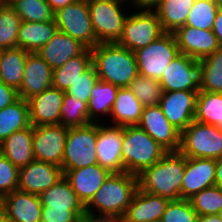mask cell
<instances>
[{
	"label": "cell",
	"mask_w": 222,
	"mask_h": 222,
	"mask_svg": "<svg viewBox=\"0 0 222 222\" xmlns=\"http://www.w3.org/2000/svg\"><path fill=\"white\" fill-rule=\"evenodd\" d=\"M138 188V176L127 172L110 173L85 206V213L123 218Z\"/></svg>",
	"instance_id": "cell-1"
},
{
	"label": "cell",
	"mask_w": 222,
	"mask_h": 222,
	"mask_svg": "<svg viewBox=\"0 0 222 222\" xmlns=\"http://www.w3.org/2000/svg\"><path fill=\"white\" fill-rule=\"evenodd\" d=\"M185 168L186 157L180 151H168L157 163L138 175L139 188L170 201L179 200Z\"/></svg>",
	"instance_id": "cell-2"
},
{
	"label": "cell",
	"mask_w": 222,
	"mask_h": 222,
	"mask_svg": "<svg viewBox=\"0 0 222 222\" xmlns=\"http://www.w3.org/2000/svg\"><path fill=\"white\" fill-rule=\"evenodd\" d=\"M92 52V65L99 80L119 88L129 87L138 75L135 53L116 43H100Z\"/></svg>",
	"instance_id": "cell-3"
},
{
	"label": "cell",
	"mask_w": 222,
	"mask_h": 222,
	"mask_svg": "<svg viewBox=\"0 0 222 222\" xmlns=\"http://www.w3.org/2000/svg\"><path fill=\"white\" fill-rule=\"evenodd\" d=\"M167 152L138 125L124 127L121 145L124 172L138 176Z\"/></svg>",
	"instance_id": "cell-4"
},
{
	"label": "cell",
	"mask_w": 222,
	"mask_h": 222,
	"mask_svg": "<svg viewBox=\"0 0 222 222\" xmlns=\"http://www.w3.org/2000/svg\"><path fill=\"white\" fill-rule=\"evenodd\" d=\"M130 0H87L94 35L98 44L116 43L128 14L122 6Z\"/></svg>",
	"instance_id": "cell-5"
},
{
	"label": "cell",
	"mask_w": 222,
	"mask_h": 222,
	"mask_svg": "<svg viewBox=\"0 0 222 222\" xmlns=\"http://www.w3.org/2000/svg\"><path fill=\"white\" fill-rule=\"evenodd\" d=\"M97 123L68 128L61 169L68 170L97 164Z\"/></svg>",
	"instance_id": "cell-6"
},
{
	"label": "cell",
	"mask_w": 222,
	"mask_h": 222,
	"mask_svg": "<svg viewBox=\"0 0 222 222\" xmlns=\"http://www.w3.org/2000/svg\"><path fill=\"white\" fill-rule=\"evenodd\" d=\"M179 151L189 158L220 159L222 157V129L193 121L181 132Z\"/></svg>",
	"instance_id": "cell-7"
},
{
	"label": "cell",
	"mask_w": 222,
	"mask_h": 222,
	"mask_svg": "<svg viewBox=\"0 0 222 222\" xmlns=\"http://www.w3.org/2000/svg\"><path fill=\"white\" fill-rule=\"evenodd\" d=\"M129 13L122 34L116 44L135 52L157 40L163 31L159 17L151 9Z\"/></svg>",
	"instance_id": "cell-8"
},
{
	"label": "cell",
	"mask_w": 222,
	"mask_h": 222,
	"mask_svg": "<svg viewBox=\"0 0 222 222\" xmlns=\"http://www.w3.org/2000/svg\"><path fill=\"white\" fill-rule=\"evenodd\" d=\"M138 74L160 80L164 70L180 54L173 33L165 32L157 40L135 52Z\"/></svg>",
	"instance_id": "cell-9"
},
{
	"label": "cell",
	"mask_w": 222,
	"mask_h": 222,
	"mask_svg": "<svg viewBox=\"0 0 222 222\" xmlns=\"http://www.w3.org/2000/svg\"><path fill=\"white\" fill-rule=\"evenodd\" d=\"M58 31L79 40L87 48H94L98 41L94 35L87 0H77L55 12Z\"/></svg>",
	"instance_id": "cell-10"
},
{
	"label": "cell",
	"mask_w": 222,
	"mask_h": 222,
	"mask_svg": "<svg viewBox=\"0 0 222 222\" xmlns=\"http://www.w3.org/2000/svg\"><path fill=\"white\" fill-rule=\"evenodd\" d=\"M67 133L61 124L33 126L34 159L61 167Z\"/></svg>",
	"instance_id": "cell-11"
},
{
	"label": "cell",
	"mask_w": 222,
	"mask_h": 222,
	"mask_svg": "<svg viewBox=\"0 0 222 222\" xmlns=\"http://www.w3.org/2000/svg\"><path fill=\"white\" fill-rule=\"evenodd\" d=\"M124 127L97 123L96 153L98 164L110 173L124 172L121 145Z\"/></svg>",
	"instance_id": "cell-12"
},
{
	"label": "cell",
	"mask_w": 222,
	"mask_h": 222,
	"mask_svg": "<svg viewBox=\"0 0 222 222\" xmlns=\"http://www.w3.org/2000/svg\"><path fill=\"white\" fill-rule=\"evenodd\" d=\"M199 90L163 92L159 106L168 121L180 132L193 121Z\"/></svg>",
	"instance_id": "cell-13"
},
{
	"label": "cell",
	"mask_w": 222,
	"mask_h": 222,
	"mask_svg": "<svg viewBox=\"0 0 222 222\" xmlns=\"http://www.w3.org/2000/svg\"><path fill=\"white\" fill-rule=\"evenodd\" d=\"M199 61L179 54L159 80L163 91L199 90Z\"/></svg>",
	"instance_id": "cell-14"
},
{
	"label": "cell",
	"mask_w": 222,
	"mask_h": 222,
	"mask_svg": "<svg viewBox=\"0 0 222 222\" xmlns=\"http://www.w3.org/2000/svg\"><path fill=\"white\" fill-rule=\"evenodd\" d=\"M138 126L167 151H179L181 132L168 121L159 105L144 107Z\"/></svg>",
	"instance_id": "cell-15"
},
{
	"label": "cell",
	"mask_w": 222,
	"mask_h": 222,
	"mask_svg": "<svg viewBox=\"0 0 222 222\" xmlns=\"http://www.w3.org/2000/svg\"><path fill=\"white\" fill-rule=\"evenodd\" d=\"M62 176L61 167L34 159L28 165L19 169L18 190L40 195Z\"/></svg>",
	"instance_id": "cell-16"
},
{
	"label": "cell",
	"mask_w": 222,
	"mask_h": 222,
	"mask_svg": "<svg viewBox=\"0 0 222 222\" xmlns=\"http://www.w3.org/2000/svg\"><path fill=\"white\" fill-rule=\"evenodd\" d=\"M179 52L201 60L221 48L218 38L212 30H202L182 26L173 32Z\"/></svg>",
	"instance_id": "cell-17"
},
{
	"label": "cell",
	"mask_w": 222,
	"mask_h": 222,
	"mask_svg": "<svg viewBox=\"0 0 222 222\" xmlns=\"http://www.w3.org/2000/svg\"><path fill=\"white\" fill-rule=\"evenodd\" d=\"M65 92L49 87L28 99L29 120L32 126L60 124L61 106Z\"/></svg>",
	"instance_id": "cell-18"
},
{
	"label": "cell",
	"mask_w": 222,
	"mask_h": 222,
	"mask_svg": "<svg viewBox=\"0 0 222 222\" xmlns=\"http://www.w3.org/2000/svg\"><path fill=\"white\" fill-rule=\"evenodd\" d=\"M216 160L186 157L182 179L181 199L189 200L196 193L215 185Z\"/></svg>",
	"instance_id": "cell-19"
},
{
	"label": "cell",
	"mask_w": 222,
	"mask_h": 222,
	"mask_svg": "<svg viewBox=\"0 0 222 222\" xmlns=\"http://www.w3.org/2000/svg\"><path fill=\"white\" fill-rule=\"evenodd\" d=\"M53 69L36 52H29L18 96L28 100L52 86Z\"/></svg>",
	"instance_id": "cell-20"
},
{
	"label": "cell",
	"mask_w": 222,
	"mask_h": 222,
	"mask_svg": "<svg viewBox=\"0 0 222 222\" xmlns=\"http://www.w3.org/2000/svg\"><path fill=\"white\" fill-rule=\"evenodd\" d=\"M109 174L110 172L107 169L97 163L75 170H68L64 177L69 181L79 201L85 207Z\"/></svg>",
	"instance_id": "cell-21"
},
{
	"label": "cell",
	"mask_w": 222,
	"mask_h": 222,
	"mask_svg": "<svg viewBox=\"0 0 222 222\" xmlns=\"http://www.w3.org/2000/svg\"><path fill=\"white\" fill-rule=\"evenodd\" d=\"M4 213L13 222H41L42 203L39 195L14 190L3 196Z\"/></svg>",
	"instance_id": "cell-22"
},
{
	"label": "cell",
	"mask_w": 222,
	"mask_h": 222,
	"mask_svg": "<svg viewBox=\"0 0 222 222\" xmlns=\"http://www.w3.org/2000/svg\"><path fill=\"white\" fill-rule=\"evenodd\" d=\"M86 49L87 47L79 40L57 31L37 54L54 70L64 65L72 57L82 54Z\"/></svg>",
	"instance_id": "cell-23"
},
{
	"label": "cell",
	"mask_w": 222,
	"mask_h": 222,
	"mask_svg": "<svg viewBox=\"0 0 222 222\" xmlns=\"http://www.w3.org/2000/svg\"><path fill=\"white\" fill-rule=\"evenodd\" d=\"M169 201L170 200L165 197L149 194L138 188L123 216V220L124 222L161 220Z\"/></svg>",
	"instance_id": "cell-24"
},
{
	"label": "cell",
	"mask_w": 222,
	"mask_h": 222,
	"mask_svg": "<svg viewBox=\"0 0 222 222\" xmlns=\"http://www.w3.org/2000/svg\"><path fill=\"white\" fill-rule=\"evenodd\" d=\"M33 126L13 132L2 143L0 153L9 159L18 169L25 167L34 160Z\"/></svg>",
	"instance_id": "cell-25"
},
{
	"label": "cell",
	"mask_w": 222,
	"mask_h": 222,
	"mask_svg": "<svg viewBox=\"0 0 222 222\" xmlns=\"http://www.w3.org/2000/svg\"><path fill=\"white\" fill-rule=\"evenodd\" d=\"M143 109L144 106L128 87L119 88L110 115L111 124L121 127L138 125Z\"/></svg>",
	"instance_id": "cell-26"
},
{
	"label": "cell",
	"mask_w": 222,
	"mask_h": 222,
	"mask_svg": "<svg viewBox=\"0 0 222 222\" xmlns=\"http://www.w3.org/2000/svg\"><path fill=\"white\" fill-rule=\"evenodd\" d=\"M55 19L50 22L22 21L18 32V47L38 52L57 33Z\"/></svg>",
	"instance_id": "cell-27"
},
{
	"label": "cell",
	"mask_w": 222,
	"mask_h": 222,
	"mask_svg": "<svg viewBox=\"0 0 222 222\" xmlns=\"http://www.w3.org/2000/svg\"><path fill=\"white\" fill-rule=\"evenodd\" d=\"M39 197L42 206L49 207V210H85L64 175L49 189L42 192Z\"/></svg>",
	"instance_id": "cell-28"
},
{
	"label": "cell",
	"mask_w": 222,
	"mask_h": 222,
	"mask_svg": "<svg viewBox=\"0 0 222 222\" xmlns=\"http://www.w3.org/2000/svg\"><path fill=\"white\" fill-rule=\"evenodd\" d=\"M195 0H162L153 11L159 17L164 32L173 33L185 26L188 15Z\"/></svg>",
	"instance_id": "cell-29"
},
{
	"label": "cell",
	"mask_w": 222,
	"mask_h": 222,
	"mask_svg": "<svg viewBox=\"0 0 222 222\" xmlns=\"http://www.w3.org/2000/svg\"><path fill=\"white\" fill-rule=\"evenodd\" d=\"M28 51L19 47L0 50V81L18 90L23 80Z\"/></svg>",
	"instance_id": "cell-30"
},
{
	"label": "cell",
	"mask_w": 222,
	"mask_h": 222,
	"mask_svg": "<svg viewBox=\"0 0 222 222\" xmlns=\"http://www.w3.org/2000/svg\"><path fill=\"white\" fill-rule=\"evenodd\" d=\"M119 87L97 80L94 84L88 101V118L92 123L101 122L99 117L107 115L110 117L112 107L116 99ZM103 115V116H102Z\"/></svg>",
	"instance_id": "cell-31"
},
{
	"label": "cell",
	"mask_w": 222,
	"mask_h": 222,
	"mask_svg": "<svg viewBox=\"0 0 222 222\" xmlns=\"http://www.w3.org/2000/svg\"><path fill=\"white\" fill-rule=\"evenodd\" d=\"M92 66V52L87 48L82 54L69 59L53 70L52 86L66 92L74 82Z\"/></svg>",
	"instance_id": "cell-32"
},
{
	"label": "cell",
	"mask_w": 222,
	"mask_h": 222,
	"mask_svg": "<svg viewBox=\"0 0 222 222\" xmlns=\"http://www.w3.org/2000/svg\"><path fill=\"white\" fill-rule=\"evenodd\" d=\"M29 126L28 101L19 97L15 102L0 110V143L13 132Z\"/></svg>",
	"instance_id": "cell-33"
},
{
	"label": "cell",
	"mask_w": 222,
	"mask_h": 222,
	"mask_svg": "<svg viewBox=\"0 0 222 222\" xmlns=\"http://www.w3.org/2000/svg\"><path fill=\"white\" fill-rule=\"evenodd\" d=\"M199 90L222 93V48L199 60Z\"/></svg>",
	"instance_id": "cell-34"
},
{
	"label": "cell",
	"mask_w": 222,
	"mask_h": 222,
	"mask_svg": "<svg viewBox=\"0 0 222 222\" xmlns=\"http://www.w3.org/2000/svg\"><path fill=\"white\" fill-rule=\"evenodd\" d=\"M194 121L222 129V93L199 90Z\"/></svg>",
	"instance_id": "cell-35"
},
{
	"label": "cell",
	"mask_w": 222,
	"mask_h": 222,
	"mask_svg": "<svg viewBox=\"0 0 222 222\" xmlns=\"http://www.w3.org/2000/svg\"><path fill=\"white\" fill-rule=\"evenodd\" d=\"M21 18L11 5L0 3V50L18 47Z\"/></svg>",
	"instance_id": "cell-36"
},
{
	"label": "cell",
	"mask_w": 222,
	"mask_h": 222,
	"mask_svg": "<svg viewBox=\"0 0 222 222\" xmlns=\"http://www.w3.org/2000/svg\"><path fill=\"white\" fill-rule=\"evenodd\" d=\"M92 123L88 118V104L65 92L61 106L60 124L72 128Z\"/></svg>",
	"instance_id": "cell-37"
},
{
	"label": "cell",
	"mask_w": 222,
	"mask_h": 222,
	"mask_svg": "<svg viewBox=\"0 0 222 222\" xmlns=\"http://www.w3.org/2000/svg\"><path fill=\"white\" fill-rule=\"evenodd\" d=\"M22 21L50 22L55 13L46 0H17L11 5Z\"/></svg>",
	"instance_id": "cell-38"
},
{
	"label": "cell",
	"mask_w": 222,
	"mask_h": 222,
	"mask_svg": "<svg viewBox=\"0 0 222 222\" xmlns=\"http://www.w3.org/2000/svg\"><path fill=\"white\" fill-rule=\"evenodd\" d=\"M144 107L159 105L163 88L158 80L138 74L128 87Z\"/></svg>",
	"instance_id": "cell-39"
},
{
	"label": "cell",
	"mask_w": 222,
	"mask_h": 222,
	"mask_svg": "<svg viewBox=\"0 0 222 222\" xmlns=\"http://www.w3.org/2000/svg\"><path fill=\"white\" fill-rule=\"evenodd\" d=\"M220 6L214 0H195L185 26L212 30Z\"/></svg>",
	"instance_id": "cell-40"
},
{
	"label": "cell",
	"mask_w": 222,
	"mask_h": 222,
	"mask_svg": "<svg viewBox=\"0 0 222 222\" xmlns=\"http://www.w3.org/2000/svg\"><path fill=\"white\" fill-rule=\"evenodd\" d=\"M198 215H217L222 209V188L214 185L189 199Z\"/></svg>",
	"instance_id": "cell-41"
},
{
	"label": "cell",
	"mask_w": 222,
	"mask_h": 222,
	"mask_svg": "<svg viewBox=\"0 0 222 222\" xmlns=\"http://www.w3.org/2000/svg\"><path fill=\"white\" fill-rule=\"evenodd\" d=\"M198 214L186 199L169 201L161 222H197Z\"/></svg>",
	"instance_id": "cell-42"
},
{
	"label": "cell",
	"mask_w": 222,
	"mask_h": 222,
	"mask_svg": "<svg viewBox=\"0 0 222 222\" xmlns=\"http://www.w3.org/2000/svg\"><path fill=\"white\" fill-rule=\"evenodd\" d=\"M98 79L96 69L92 65L74 82L66 93L80 101L88 103L90 92Z\"/></svg>",
	"instance_id": "cell-43"
},
{
	"label": "cell",
	"mask_w": 222,
	"mask_h": 222,
	"mask_svg": "<svg viewBox=\"0 0 222 222\" xmlns=\"http://www.w3.org/2000/svg\"><path fill=\"white\" fill-rule=\"evenodd\" d=\"M19 169L0 153V195L4 196L18 189Z\"/></svg>",
	"instance_id": "cell-44"
},
{
	"label": "cell",
	"mask_w": 222,
	"mask_h": 222,
	"mask_svg": "<svg viewBox=\"0 0 222 222\" xmlns=\"http://www.w3.org/2000/svg\"><path fill=\"white\" fill-rule=\"evenodd\" d=\"M85 210H49V207H42L41 222H80Z\"/></svg>",
	"instance_id": "cell-45"
},
{
	"label": "cell",
	"mask_w": 222,
	"mask_h": 222,
	"mask_svg": "<svg viewBox=\"0 0 222 222\" xmlns=\"http://www.w3.org/2000/svg\"><path fill=\"white\" fill-rule=\"evenodd\" d=\"M19 98L18 91L0 81V110Z\"/></svg>",
	"instance_id": "cell-46"
},
{
	"label": "cell",
	"mask_w": 222,
	"mask_h": 222,
	"mask_svg": "<svg viewBox=\"0 0 222 222\" xmlns=\"http://www.w3.org/2000/svg\"><path fill=\"white\" fill-rule=\"evenodd\" d=\"M80 222H124L123 218L113 216H99L85 213Z\"/></svg>",
	"instance_id": "cell-47"
},
{
	"label": "cell",
	"mask_w": 222,
	"mask_h": 222,
	"mask_svg": "<svg viewBox=\"0 0 222 222\" xmlns=\"http://www.w3.org/2000/svg\"><path fill=\"white\" fill-rule=\"evenodd\" d=\"M212 31L218 38L219 44L222 48V7L219 8L216 14Z\"/></svg>",
	"instance_id": "cell-48"
},
{
	"label": "cell",
	"mask_w": 222,
	"mask_h": 222,
	"mask_svg": "<svg viewBox=\"0 0 222 222\" xmlns=\"http://www.w3.org/2000/svg\"><path fill=\"white\" fill-rule=\"evenodd\" d=\"M162 0H130L135 9H151L157 6Z\"/></svg>",
	"instance_id": "cell-49"
},
{
	"label": "cell",
	"mask_w": 222,
	"mask_h": 222,
	"mask_svg": "<svg viewBox=\"0 0 222 222\" xmlns=\"http://www.w3.org/2000/svg\"><path fill=\"white\" fill-rule=\"evenodd\" d=\"M46 1L50 5L53 12L55 13L59 9H62L67 5L74 3L77 0H46Z\"/></svg>",
	"instance_id": "cell-50"
},
{
	"label": "cell",
	"mask_w": 222,
	"mask_h": 222,
	"mask_svg": "<svg viewBox=\"0 0 222 222\" xmlns=\"http://www.w3.org/2000/svg\"><path fill=\"white\" fill-rule=\"evenodd\" d=\"M215 185L222 188V157L216 160Z\"/></svg>",
	"instance_id": "cell-51"
},
{
	"label": "cell",
	"mask_w": 222,
	"mask_h": 222,
	"mask_svg": "<svg viewBox=\"0 0 222 222\" xmlns=\"http://www.w3.org/2000/svg\"><path fill=\"white\" fill-rule=\"evenodd\" d=\"M197 222H222L220 216L217 215H198Z\"/></svg>",
	"instance_id": "cell-52"
},
{
	"label": "cell",
	"mask_w": 222,
	"mask_h": 222,
	"mask_svg": "<svg viewBox=\"0 0 222 222\" xmlns=\"http://www.w3.org/2000/svg\"><path fill=\"white\" fill-rule=\"evenodd\" d=\"M0 222H13L5 213L0 215Z\"/></svg>",
	"instance_id": "cell-53"
},
{
	"label": "cell",
	"mask_w": 222,
	"mask_h": 222,
	"mask_svg": "<svg viewBox=\"0 0 222 222\" xmlns=\"http://www.w3.org/2000/svg\"><path fill=\"white\" fill-rule=\"evenodd\" d=\"M4 213V198L0 195V215Z\"/></svg>",
	"instance_id": "cell-54"
},
{
	"label": "cell",
	"mask_w": 222,
	"mask_h": 222,
	"mask_svg": "<svg viewBox=\"0 0 222 222\" xmlns=\"http://www.w3.org/2000/svg\"><path fill=\"white\" fill-rule=\"evenodd\" d=\"M15 1L17 0H0V3L4 5H12Z\"/></svg>",
	"instance_id": "cell-55"
},
{
	"label": "cell",
	"mask_w": 222,
	"mask_h": 222,
	"mask_svg": "<svg viewBox=\"0 0 222 222\" xmlns=\"http://www.w3.org/2000/svg\"><path fill=\"white\" fill-rule=\"evenodd\" d=\"M220 7H222V0H214Z\"/></svg>",
	"instance_id": "cell-56"
},
{
	"label": "cell",
	"mask_w": 222,
	"mask_h": 222,
	"mask_svg": "<svg viewBox=\"0 0 222 222\" xmlns=\"http://www.w3.org/2000/svg\"><path fill=\"white\" fill-rule=\"evenodd\" d=\"M220 218L222 219V209L220 210L219 214Z\"/></svg>",
	"instance_id": "cell-57"
}]
</instances>
